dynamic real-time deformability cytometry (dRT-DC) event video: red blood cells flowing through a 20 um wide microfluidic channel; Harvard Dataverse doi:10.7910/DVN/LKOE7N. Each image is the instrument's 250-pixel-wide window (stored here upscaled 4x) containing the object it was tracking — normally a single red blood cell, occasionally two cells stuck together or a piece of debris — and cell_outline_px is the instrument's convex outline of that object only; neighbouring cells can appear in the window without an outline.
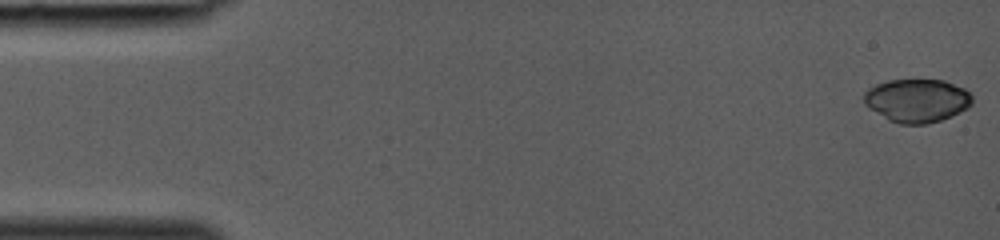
{"species": "common noctule bat (a hibernating species)", "species_latin": "Nyctalus noctula", "temperature_condition": "room temperature", "stored_images_in_passage": 38, "camera_frame_rate_fps": 3000, "um_per_image_px": 0.085, "animal": {"sex": "female", "body_mass_g": 19.0, "forearm_length_mm": 53.3}, "frame": {"image": 1, "passage_image": 1, "time_ms": 0.0, "image_size_px": [1000, 240], "cell_outline_px": [[972, 104], [968, 108], [952, 116], [928, 124], [900, 124], [888, 120], [868, 108], [864, 104], [864, 92], [868, 88], [876, 84], [888, 80], [944, 80], [964, 88], [972, 96]], "centroid_in_image_um": [77.93, 8.55], "position_along_channel_um": 7.1, "area_um2": 27.51}}
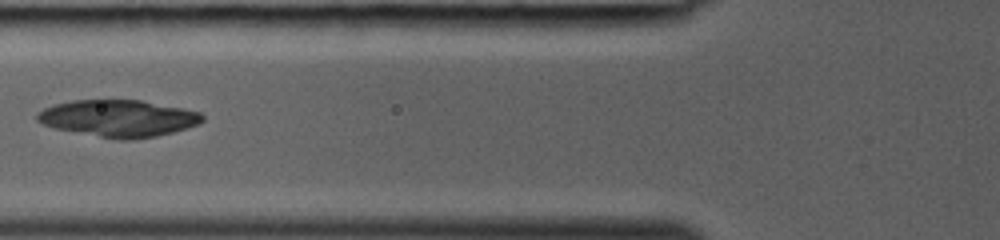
{"frame": {"image": 2, "passage_image": 16, "time_ms": 5.0, "image_size_px": [1000, 240], "cell_outline_px": [[204, 120], [200, 124], [172, 132], [156, 136], [136, 140], [120, 140], [56, 128], [44, 124], [36, 120], [36, 116], [44, 108], [52, 104], [72, 100], [140, 100], [184, 108], [200, 112], [204, 116]], "centroid_in_image_um": [10.1, 10.05], "position_along_channel_um": 115.7, "area_um2": 35.43}}
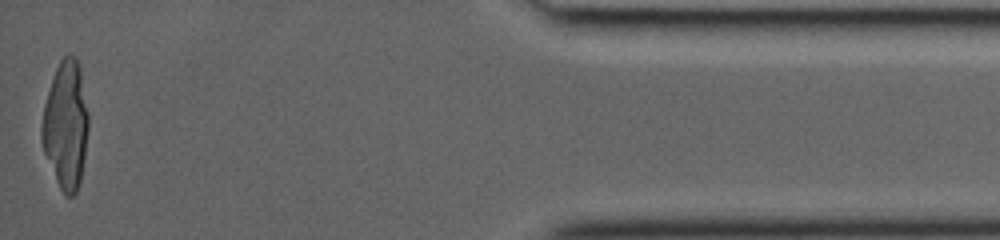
{"frame": {"image": 3, "passage_image": 38, "time_ms": 12.333, "image_size_px": [1000, 240], "cell_outline_px": [[88, 128], [80, 184], [76, 192], [72, 196], [64, 196], [56, 180], [44, 152], [40, 140], [40, 128], [44, 104], [56, 68], [60, 60], [68, 52], [76, 56], [80, 64], [88, 112]], "centroid_in_image_um": [5.59, 10.6], "position_along_channel_um": 429.6, "area_um2": 35.03}}